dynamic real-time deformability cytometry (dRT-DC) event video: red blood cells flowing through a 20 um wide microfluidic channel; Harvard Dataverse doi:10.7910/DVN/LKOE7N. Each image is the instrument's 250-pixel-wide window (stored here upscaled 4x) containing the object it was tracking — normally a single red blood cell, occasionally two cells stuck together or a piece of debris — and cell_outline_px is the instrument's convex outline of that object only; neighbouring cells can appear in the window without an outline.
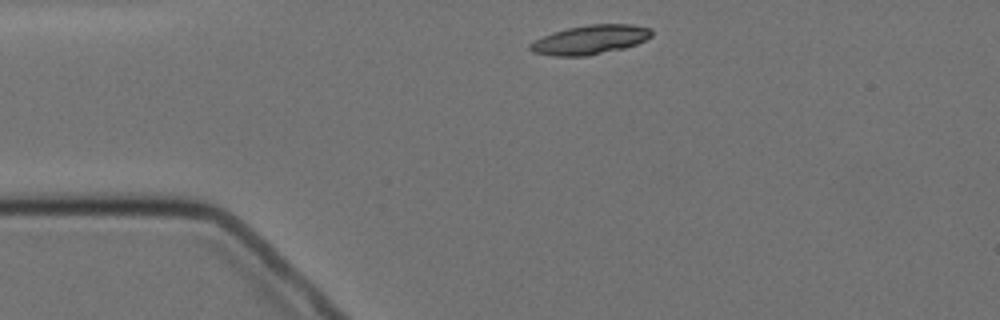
{"species": "Egyptian fruit bat (a non-hibernating species)", "species_latin": "Rousettus aegyptiacus", "temperature_condition": "cold", "stored_images_in_passage": 2, "camera_frame_rate_fps": 3000, "um_per_image_px": 0.085, "animal": {"sex": "female"}, "frame": {"image": 1, "passage_image": 1, "time_ms": 0.0, "image_size_px": [1000, 320], "cell_outline_px": [[652, 36], [636, 44], [624, 48], [588, 56], [552, 56], [532, 52], [528, 48], [528, 44], [552, 32], [568, 28], [588, 24], [632, 24], [652, 28]], "centroid_in_image_um": [50.16, 3.38], "position_along_channel_um": 34.8, "area_um2": 20.75}}